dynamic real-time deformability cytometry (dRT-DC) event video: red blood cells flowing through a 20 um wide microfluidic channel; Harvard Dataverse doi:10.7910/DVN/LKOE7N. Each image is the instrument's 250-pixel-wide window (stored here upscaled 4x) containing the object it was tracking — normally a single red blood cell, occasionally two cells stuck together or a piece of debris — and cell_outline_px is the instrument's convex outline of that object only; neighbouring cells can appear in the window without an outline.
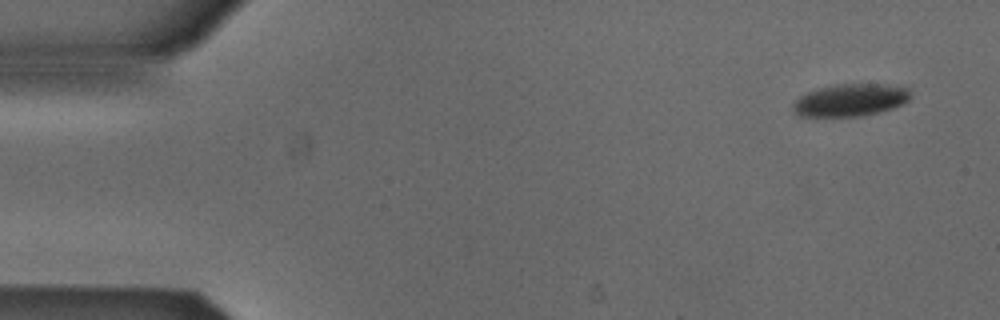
{"species": "Egyptian fruit bat (a non-hibernating species)", "species_latin": "Rousettus aegyptiacus", "temperature_condition": "cold", "stored_images_in_passage": 5, "camera_frame_rate_fps": 3000, "um_per_image_px": 0.085, "animal": {"sex": "male"}, "frame": {"image": 1, "passage_image": 1, "time_ms": 0.0, "image_size_px": [1000, 320], "cell_outline_px": [[908, 100], [892, 108], [880, 112], [860, 116], [800, 116], [792, 108], [792, 104], [800, 96], [808, 92], [832, 84], [880, 84], [908, 88]], "centroid_in_image_um": [72.24, 8.5], "position_along_channel_um": 12.8, "area_um2": 21.79}}
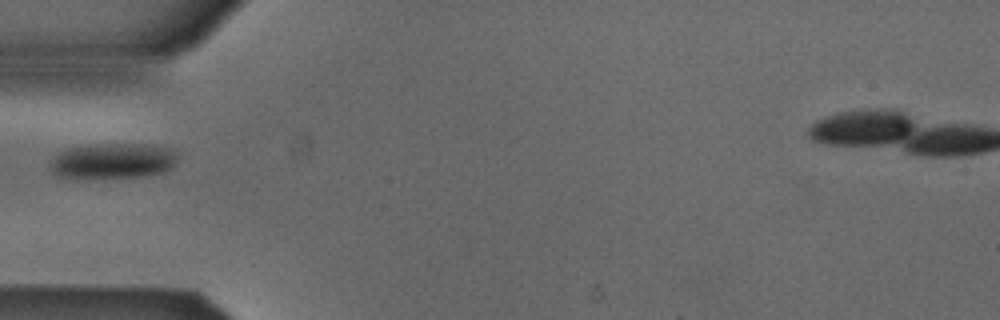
{"frame": {"image": 2, "passage_image": 4, "time_ms": 1.0, "image_size_px": [1000, 320], "cell_outline_px": [[180, 156], [176, 164], [172, 168], [164, 172], [144, 176], [76, 180], [56, 176], [48, 168], [48, 160], [60, 152], [68, 148], [88, 144], [152, 144], [172, 148]], "centroid_in_image_um": [9.56, 13.7], "position_along_channel_um": 75.4, "area_um2": 27.74}}
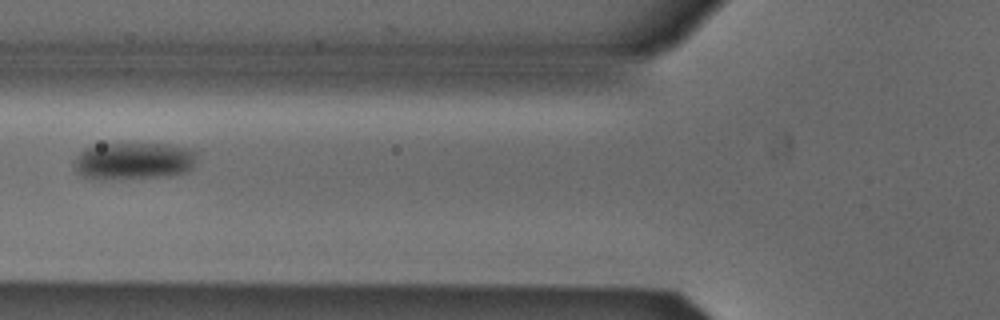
{"frame": {"image": 3, "passage_image": 5, "time_ms": 1.333, "image_size_px": [1000, 320], "cell_outline_px": [[196, 160], [192, 168], [184, 172], [164, 176], [100, 180], [84, 176], [76, 172], [76, 160], [80, 152], [88, 148], [104, 144], [168, 144], [188, 148], [196, 152]], "centroid_in_image_um": [11.39, 13.68], "position_along_channel_um": 114.4, "area_um2": 26.24}}